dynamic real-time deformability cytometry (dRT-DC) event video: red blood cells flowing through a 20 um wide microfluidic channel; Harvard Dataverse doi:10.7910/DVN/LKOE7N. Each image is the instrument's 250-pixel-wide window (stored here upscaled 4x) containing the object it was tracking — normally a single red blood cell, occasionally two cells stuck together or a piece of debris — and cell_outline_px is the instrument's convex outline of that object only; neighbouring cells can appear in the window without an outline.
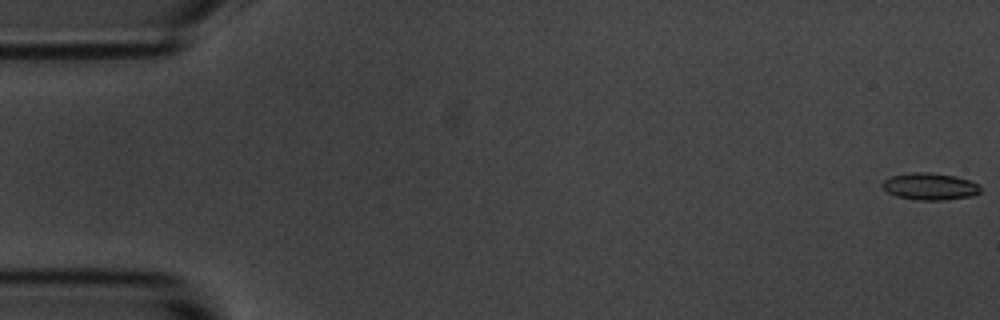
{"species": "common noctule bat (a hibernating species)", "species_latin": "Nyctalus noctula", "temperature_condition": "room temperature", "stored_images_in_passage": 55, "camera_frame_rate_fps": 3000, "um_per_image_px": 0.085, "animal": {"sex": "male", "body_mass_g": 20.1, "forearm_length_mm": 53.5}, "frame": {"image": 1, "passage_image": 1, "time_ms": 0.0, "image_size_px": [1000, 320], "cell_outline_px": [[980, 192], [972, 196], [944, 200], [920, 200], [896, 196], [888, 192], [880, 184], [884, 180], [892, 176], [912, 172], [928, 172], [956, 176], [972, 180], [980, 184]], "centroid_in_image_um": [79.08, 15.84], "position_along_channel_um": 5.9, "area_um2": 15.49}}
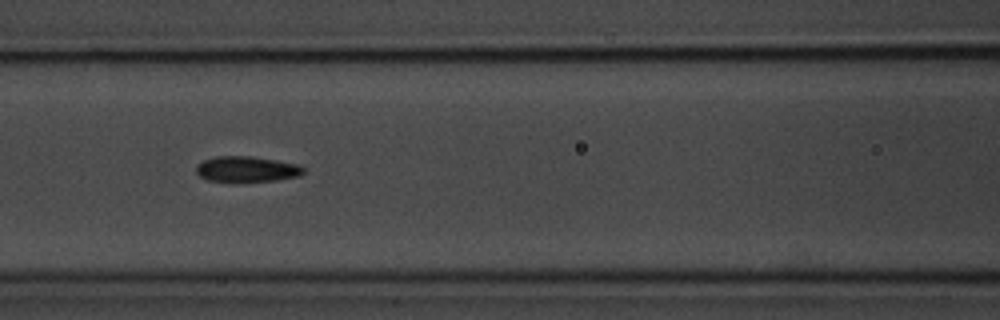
{"frame": {"image": 2, "passage_image": 24, "time_ms": 7.667, "image_size_px": [1000, 320], "cell_outline_px": [[304, 172], [300, 176], [276, 180], [236, 184], [232, 184], [208, 180], [200, 176], [196, 172], [196, 168], [204, 160], [216, 156], [248, 156], [276, 160], [296, 164], [304, 168]], "centroid_in_image_um": [20.95, 14.42], "position_along_channel_um": 145.6, "area_um2": 16.47}}
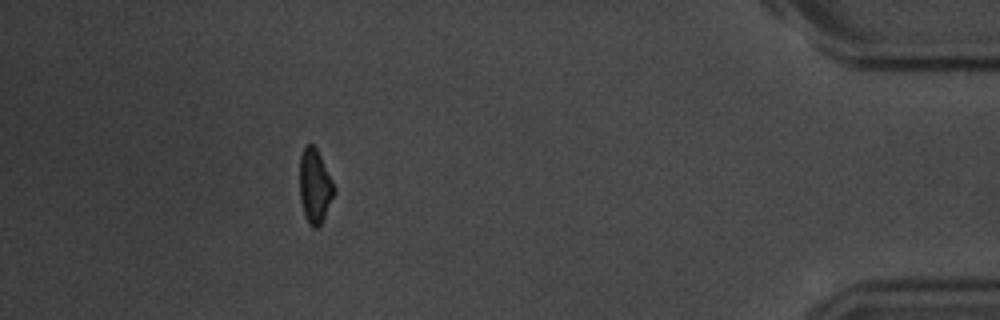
{"frame": {"image": 3, "passage_image": 50, "time_ms": 16.333, "image_size_px": [1000, 320], "cell_outline_px": [[336, 192], [320, 224], [316, 228], [312, 228], [308, 224], [300, 200], [300, 156], [304, 148], [308, 144], [312, 144], [316, 148], [336, 188]], "centroid_in_image_um": [26.76, 15.83], "position_along_channel_um": 408.4, "area_um2": 14.68}, "authors_computed_cell_mechanics": {"area_um2": 15.8372, "velocity_mm_per_s": 3.6695, "shape_relaxation_time_tau1_ms": 3.8741, "shape_relaxation_time_tau2_ms": 3.1305, "deformation_change_tau1": 0.1063, "deformation_change_tau2": 0.1046}}